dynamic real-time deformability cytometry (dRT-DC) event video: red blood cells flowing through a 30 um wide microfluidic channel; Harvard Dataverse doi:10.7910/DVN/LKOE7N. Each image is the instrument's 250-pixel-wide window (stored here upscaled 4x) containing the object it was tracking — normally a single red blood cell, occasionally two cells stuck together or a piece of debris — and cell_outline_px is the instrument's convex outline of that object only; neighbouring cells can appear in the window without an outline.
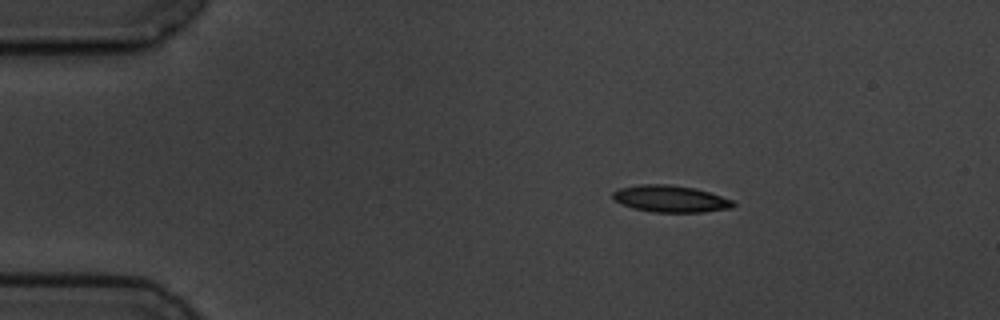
{"species": "common noctule bat (a hibernating species)", "species_latin": "Nyctalus noctula", "temperature_condition": "cold", "stored_images_in_passage": 4, "camera_frame_rate_fps": 3000, "um_per_image_px": 0.085, "animal": {"sex": "male", "body_mass_g": 19.5, "forearm_length_mm": 54.6}, "frame": {"image": 1, "passage_image": 2, "time_ms": 1.333, "image_size_px": [1000, 320], "cell_outline_px": [[736, 204], [732, 208], [704, 212], [652, 212], [632, 208], [616, 200], [612, 196], [612, 192], [620, 188], [640, 184], [668, 184], [692, 188], [708, 192], [736, 200]], "centroid_in_image_um": [57.03, 16.9], "position_along_channel_um": 28.0, "area_um2": 18.79}}